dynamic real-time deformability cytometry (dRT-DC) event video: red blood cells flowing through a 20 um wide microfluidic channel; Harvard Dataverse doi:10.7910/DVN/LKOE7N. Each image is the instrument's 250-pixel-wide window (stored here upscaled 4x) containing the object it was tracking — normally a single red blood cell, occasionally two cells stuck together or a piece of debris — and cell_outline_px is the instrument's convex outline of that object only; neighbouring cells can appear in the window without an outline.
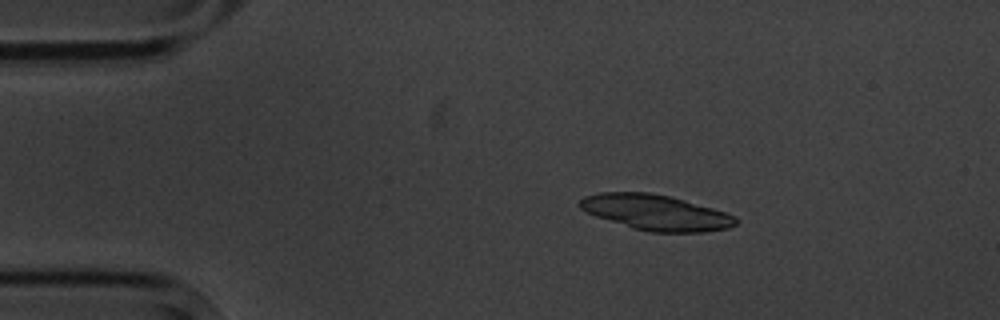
{"species": "common noctule bat (a hibernating species)", "species_latin": "Nyctalus noctula", "temperature_condition": "cold", "stored_images_in_passage": 4, "camera_frame_rate_fps": 3000, "um_per_image_px": 0.085, "animal": {"sex": "male", "body_mass_g": 20.1, "forearm_length_mm": 53.5}, "frame": {"image": 1, "passage_image": 3, "time_ms": 2.333, "image_size_px": [1000, 320], "cell_outline_px": [[736, 224], [728, 228], [704, 232], [652, 232], [632, 228], [596, 216], [580, 208], [576, 204], [584, 196], [600, 192], [648, 192], [672, 196], [712, 208], [736, 216]], "centroid_in_image_um": [55.72, 18.05], "position_along_channel_um": 29.3, "area_um2": 32.19}}